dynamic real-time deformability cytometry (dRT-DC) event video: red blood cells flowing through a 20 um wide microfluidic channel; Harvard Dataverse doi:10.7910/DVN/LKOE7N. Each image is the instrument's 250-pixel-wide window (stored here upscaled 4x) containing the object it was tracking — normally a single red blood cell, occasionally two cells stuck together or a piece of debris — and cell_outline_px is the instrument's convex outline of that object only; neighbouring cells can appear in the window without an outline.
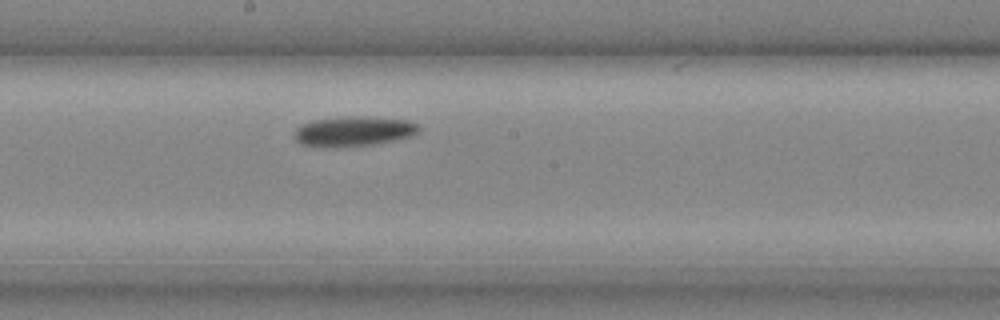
{"species": "common noctule bat (a hibernating species)", "species_latin": "Nyctalus noctula", "temperature_condition": "cold", "stored_images_in_passage": 7, "camera_frame_rate_fps": 3000, "um_per_image_px": 0.085, "animal": {"sex": "male", "body_mass_g": 20.4}, "frame": {"image": 1, "passage_image": 7, "time_ms": 2.0, "image_size_px": [1000, 320], "cell_outline_px": [[420, 128], [412, 136], [372, 144], [340, 148], [300, 144], [296, 140], [296, 128], [300, 124], [312, 120], [348, 116], [360, 116], [408, 120], [420, 124]], "centroid_in_image_um": [30.05, 11.15], "position_along_channel_um": 218.1, "area_um2": 21.68}}